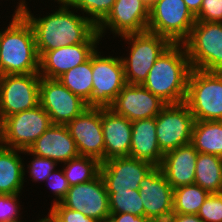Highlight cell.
<instances>
[{"instance_id":"1","label":"cell","mask_w":222,"mask_h":222,"mask_svg":"<svg viewBox=\"0 0 222 222\" xmlns=\"http://www.w3.org/2000/svg\"><path fill=\"white\" fill-rule=\"evenodd\" d=\"M61 4L56 12L38 19L28 11L25 0L20 1L15 10L14 14H22L31 24L39 57L59 47L100 41L97 27L89 17L74 14L69 3Z\"/></svg>"},{"instance_id":"2","label":"cell","mask_w":222,"mask_h":222,"mask_svg":"<svg viewBox=\"0 0 222 222\" xmlns=\"http://www.w3.org/2000/svg\"><path fill=\"white\" fill-rule=\"evenodd\" d=\"M192 70L183 43H171L158 57L142 84L166 104L185 102Z\"/></svg>"},{"instance_id":"3","label":"cell","mask_w":222,"mask_h":222,"mask_svg":"<svg viewBox=\"0 0 222 222\" xmlns=\"http://www.w3.org/2000/svg\"><path fill=\"white\" fill-rule=\"evenodd\" d=\"M0 62L4 75L39 73L34 31L22 14H14L7 29L0 31Z\"/></svg>"},{"instance_id":"4","label":"cell","mask_w":222,"mask_h":222,"mask_svg":"<svg viewBox=\"0 0 222 222\" xmlns=\"http://www.w3.org/2000/svg\"><path fill=\"white\" fill-rule=\"evenodd\" d=\"M185 103L195 121H222V72L192 69Z\"/></svg>"},{"instance_id":"5","label":"cell","mask_w":222,"mask_h":222,"mask_svg":"<svg viewBox=\"0 0 222 222\" xmlns=\"http://www.w3.org/2000/svg\"><path fill=\"white\" fill-rule=\"evenodd\" d=\"M183 45L192 69L222 72V23L196 21Z\"/></svg>"},{"instance_id":"6","label":"cell","mask_w":222,"mask_h":222,"mask_svg":"<svg viewBox=\"0 0 222 222\" xmlns=\"http://www.w3.org/2000/svg\"><path fill=\"white\" fill-rule=\"evenodd\" d=\"M121 37L131 45L129 56L121 57L126 84L142 85L149 70L171 42L167 38L149 31Z\"/></svg>"},{"instance_id":"7","label":"cell","mask_w":222,"mask_h":222,"mask_svg":"<svg viewBox=\"0 0 222 222\" xmlns=\"http://www.w3.org/2000/svg\"><path fill=\"white\" fill-rule=\"evenodd\" d=\"M196 22L183 0H157L149 8L147 31L183 43Z\"/></svg>"},{"instance_id":"8","label":"cell","mask_w":222,"mask_h":222,"mask_svg":"<svg viewBox=\"0 0 222 222\" xmlns=\"http://www.w3.org/2000/svg\"><path fill=\"white\" fill-rule=\"evenodd\" d=\"M92 80L90 107H110L126 85L121 57H104L95 50L92 54Z\"/></svg>"},{"instance_id":"9","label":"cell","mask_w":222,"mask_h":222,"mask_svg":"<svg viewBox=\"0 0 222 222\" xmlns=\"http://www.w3.org/2000/svg\"><path fill=\"white\" fill-rule=\"evenodd\" d=\"M195 119L185 102L166 104L156 116V137L161 151L191 143Z\"/></svg>"},{"instance_id":"10","label":"cell","mask_w":222,"mask_h":222,"mask_svg":"<svg viewBox=\"0 0 222 222\" xmlns=\"http://www.w3.org/2000/svg\"><path fill=\"white\" fill-rule=\"evenodd\" d=\"M39 73L3 75L0 78V114L6 118L40 104Z\"/></svg>"},{"instance_id":"11","label":"cell","mask_w":222,"mask_h":222,"mask_svg":"<svg viewBox=\"0 0 222 222\" xmlns=\"http://www.w3.org/2000/svg\"><path fill=\"white\" fill-rule=\"evenodd\" d=\"M50 116L37 107L4 118V144L7 148L28 150L51 126Z\"/></svg>"},{"instance_id":"12","label":"cell","mask_w":222,"mask_h":222,"mask_svg":"<svg viewBox=\"0 0 222 222\" xmlns=\"http://www.w3.org/2000/svg\"><path fill=\"white\" fill-rule=\"evenodd\" d=\"M39 100L52 124L58 125H67L88 108L84 100L73 94L58 79L46 77L40 79Z\"/></svg>"},{"instance_id":"13","label":"cell","mask_w":222,"mask_h":222,"mask_svg":"<svg viewBox=\"0 0 222 222\" xmlns=\"http://www.w3.org/2000/svg\"><path fill=\"white\" fill-rule=\"evenodd\" d=\"M173 188L160 167H154L139 183L144 216L150 222H168L173 214Z\"/></svg>"},{"instance_id":"14","label":"cell","mask_w":222,"mask_h":222,"mask_svg":"<svg viewBox=\"0 0 222 222\" xmlns=\"http://www.w3.org/2000/svg\"><path fill=\"white\" fill-rule=\"evenodd\" d=\"M60 203L97 222H107L110 216L108 192L100 174L90 182L70 186Z\"/></svg>"},{"instance_id":"15","label":"cell","mask_w":222,"mask_h":222,"mask_svg":"<svg viewBox=\"0 0 222 222\" xmlns=\"http://www.w3.org/2000/svg\"><path fill=\"white\" fill-rule=\"evenodd\" d=\"M80 156L104 162V139L101 124V107H88L67 125Z\"/></svg>"},{"instance_id":"16","label":"cell","mask_w":222,"mask_h":222,"mask_svg":"<svg viewBox=\"0 0 222 222\" xmlns=\"http://www.w3.org/2000/svg\"><path fill=\"white\" fill-rule=\"evenodd\" d=\"M149 6L144 0H116L107 17L97 26L100 37L107 27L118 36L147 31Z\"/></svg>"},{"instance_id":"17","label":"cell","mask_w":222,"mask_h":222,"mask_svg":"<svg viewBox=\"0 0 222 222\" xmlns=\"http://www.w3.org/2000/svg\"><path fill=\"white\" fill-rule=\"evenodd\" d=\"M154 167L134 157H115L101 163L100 175L107 191L135 190Z\"/></svg>"},{"instance_id":"18","label":"cell","mask_w":222,"mask_h":222,"mask_svg":"<svg viewBox=\"0 0 222 222\" xmlns=\"http://www.w3.org/2000/svg\"><path fill=\"white\" fill-rule=\"evenodd\" d=\"M166 105L140 84H126L109 107L129 121L155 118Z\"/></svg>"},{"instance_id":"19","label":"cell","mask_w":222,"mask_h":222,"mask_svg":"<svg viewBox=\"0 0 222 222\" xmlns=\"http://www.w3.org/2000/svg\"><path fill=\"white\" fill-rule=\"evenodd\" d=\"M97 43H79L46 51L40 57L39 75L58 79L68 70L90 59Z\"/></svg>"},{"instance_id":"20","label":"cell","mask_w":222,"mask_h":222,"mask_svg":"<svg viewBox=\"0 0 222 222\" xmlns=\"http://www.w3.org/2000/svg\"><path fill=\"white\" fill-rule=\"evenodd\" d=\"M22 153L50 158L57 163H65L80 156L67 126L58 124H51L32 146Z\"/></svg>"},{"instance_id":"21","label":"cell","mask_w":222,"mask_h":222,"mask_svg":"<svg viewBox=\"0 0 222 222\" xmlns=\"http://www.w3.org/2000/svg\"><path fill=\"white\" fill-rule=\"evenodd\" d=\"M101 124L104 139V161L129 156L132 122L116 114L111 108H101Z\"/></svg>"},{"instance_id":"22","label":"cell","mask_w":222,"mask_h":222,"mask_svg":"<svg viewBox=\"0 0 222 222\" xmlns=\"http://www.w3.org/2000/svg\"><path fill=\"white\" fill-rule=\"evenodd\" d=\"M197 156L191 143L164 154L159 167L173 189L194 184Z\"/></svg>"},{"instance_id":"23","label":"cell","mask_w":222,"mask_h":222,"mask_svg":"<svg viewBox=\"0 0 222 222\" xmlns=\"http://www.w3.org/2000/svg\"><path fill=\"white\" fill-rule=\"evenodd\" d=\"M129 156L146 161L155 167L162 163L164 153L156 137V117L132 121Z\"/></svg>"},{"instance_id":"24","label":"cell","mask_w":222,"mask_h":222,"mask_svg":"<svg viewBox=\"0 0 222 222\" xmlns=\"http://www.w3.org/2000/svg\"><path fill=\"white\" fill-rule=\"evenodd\" d=\"M18 152L22 150L0 148V194L15 195L23 187L25 168Z\"/></svg>"},{"instance_id":"25","label":"cell","mask_w":222,"mask_h":222,"mask_svg":"<svg viewBox=\"0 0 222 222\" xmlns=\"http://www.w3.org/2000/svg\"><path fill=\"white\" fill-rule=\"evenodd\" d=\"M191 144L198 153L222 157V121H195Z\"/></svg>"},{"instance_id":"26","label":"cell","mask_w":222,"mask_h":222,"mask_svg":"<svg viewBox=\"0 0 222 222\" xmlns=\"http://www.w3.org/2000/svg\"><path fill=\"white\" fill-rule=\"evenodd\" d=\"M194 183L209 193H222V157L198 153Z\"/></svg>"},{"instance_id":"27","label":"cell","mask_w":222,"mask_h":222,"mask_svg":"<svg viewBox=\"0 0 222 222\" xmlns=\"http://www.w3.org/2000/svg\"><path fill=\"white\" fill-rule=\"evenodd\" d=\"M58 80L90 107L92 95V55L89 60L61 75Z\"/></svg>"},{"instance_id":"28","label":"cell","mask_w":222,"mask_h":222,"mask_svg":"<svg viewBox=\"0 0 222 222\" xmlns=\"http://www.w3.org/2000/svg\"><path fill=\"white\" fill-rule=\"evenodd\" d=\"M210 193L197 184L173 190V213L196 214Z\"/></svg>"},{"instance_id":"29","label":"cell","mask_w":222,"mask_h":222,"mask_svg":"<svg viewBox=\"0 0 222 222\" xmlns=\"http://www.w3.org/2000/svg\"><path fill=\"white\" fill-rule=\"evenodd\" d=\"M100 166L101 162L95 158L78 156L65 162L63 172L69 186H74L95 179L100 174Z\"/></svg>"},{"instance_id":"30","label":"cell","mask_w":222,"mask_h":222,"mask_svg":"<svg viewBox=\"0 0 222 222\" xmlns=\"http://www.w3.org/2000/svg\"><path fill=\"white\" fill-rule=\"evenodd\" d=\"M107 192L110 213H130L136 216H144V207L139 189Z\"/></svg>"},{"instance_id":"31","label":"cell","mask_w":222,"mask_h":222,"mask_svg":"<svg viewBox=\"0 0 222 222\" xmlns=\"http://www.w3.org/2000/svg\"><path fill=\"white\" fill-rule=\"evenodd\" d=\"M116 0H72L71 9H80L88 14L91 22L97 27L110 13Z\"/></svg>"},{"instance_id":"32","label":"cell","mask_w":222,"mask_h":222,"mask_svg":"<svg viewBox=\"0 0 222 222\" xmlns=\"http://www.w3.org/2000/svg\"><path fill=\"white\" fill-rule=\"evenodd\" d=\"M197 215L204 222H222V193H210Z\"/></svg>"},{"instance_id":"33","label":"cell","mask_w":222,"mask_h":222,"mask_svg":"<svg viewBox=\"0 0 222 222\" xmlns=\"http://www.w3.org/2000/svg\"><path fill=\"white\" fill-rule=\"evenodd\" d=\"M34 159L29 166L30 176L34 181H45L47 177L54 171L57 162L46 157L33 155Z\"/></svg>"},{"instance_id":"34","label":"cell","mask_w":222,"mask_h":222,"mask_svg":"<svg viewBox=\"0 0 222 222\" xmlns=\"http://www.w3.org/2000/svg\"><path fill=\"white\" fill-rule=\"evenodd\" d=\"M15 195L0 194V222H19V210L18 196Z\"/></svg>"},{"instance_id":"35","label":"cell","mask_w":222,"mask_h":222,"mask_svg":"<svg viewBox=\"0 0 222 222\" xmlns=\"http://www.w3.org/2000/svg\"><path fill=\"white\" fill-rule=\"evenodd\" d=\"M195 19L199 22L222 23V0H203Z\"/></svg>"},{"instance_id":"36","label":"cell","mask_w":222,"mask_h":222,"mask_svg":"<svg viewBox=\"0 0 222 222\" xmlns=\"http://www.w3.org/2000/svg\"><path fill=\"white\" fill-rule=\"evenodd\" d=\"M59 222H97L79 211L64 207L61 203L52 204L49 211Z\"/></svg>"},{"instance_id":"37","label":"cell","mask_w":222,"mask_h":222,"mask_svg":"<svg viewBox=\"0 0 222 222\" xmlns=\"http://www.w3.org/2000/svg\"><path fill=\"white\" fill-rule=\"evenodd\" d=\"M52 178V179H51ZM50 180V186L53 191V194L56 196L53 204L60 203L67 195V192L70 188L68 181L64 175L63 170L53 171L46 179V181ZM58 198V199H57Z\"/></svg>"},{"instance_id":"38","label":"cell","mask_w":222,"mask_h":222,"mask_svg":"<svg viewBox=\"0 0 222 222\" xmlns=\"http://www.w3.org/2000/svg\"><path fill=\"white\" fill-rule=\"evenodd\" d=\"M107 222H150L145 216L130 213H110Z\"/></svg>"},{"instance_id":"39","label":"cell","mask_w":222,"mask_h":222,"mask_svg":"<svg viewBox=\"0 0 222 222\" xmlns=\"http://www.w3.org/2000/svg\"><path fill=\"white\" fill-rule=\"evenodd\" d=\"M168 222H204L196 214L173 213Z\"/></svg>"},{"instance_id":"40","label":"cell","mask_w":222,"mask_h":222,"mask_svg":"<svg viewBox=\"0 0 222 222\" xmlns=\"http://www.w3.org/2000/svg\"><path fill=\"white\" fill-rule=\"evenodd\" d=\"M187 8L196 16L201 8L203 0H183Z\"/></svg>"},{"instance_id":"41","label":"cell","mask_w":222,"mask_h":222,"mask_svg":"<svg viewBox=\"0 0 222 222\" xmlns=\"http://www.w3.org/2000/svg\"><path fill=\"white\" fill-rule=\"evenodd\" d=\"M5 147L4 144V117L0 114V148Z\"/></svg>"},{"instance_id":"42","label":"cell","mask_w":222,"mask_h":222,"mask_svg":"<svg viewBox=\"0 0 222 222\" xmlns=\"http://www.w3.org/2000/svg\"><path fill=\"white\" fill-rule=\"evenodd\" d=\"M37 222H59L50 212L47 217L39 219Z\"/></svg>"},{"instance_id":"43","label":"cell","mask_w":222,"mask_h":222,"mask_svg":"<svg viewBox=\"0 0 222 222\" xmlns=\"http://www.w3.org/2000/svg\"><path fill=\"white\" fill-rule=\"evenodd\" d=\"M157 0H144V2L149 6V8L156 2Z\"/></svg>"},{"instance_id":"44","label":"cell","mask_w":222,"mask_h":222,"mask_svg":"<svg viewBox=\"0 0 222 222\" xmlns=\"http://www.w3.org/2000/svg\"><path fill=\"white\" fill-rule=\"evenodd\" d=\"M58 2V4L60 3H70L72 0H56Z\"/></svg>"},{"instance_id":"45","label":"cell","mask_w":222,"mask_h":222,"mask_svg":"<svg viewBox=\"0 0 222 222\" xmlns=\"http://www.w3.org/2000/svg\"><path fill=\"white\" fill-rule=\"evenodd\" d=\"M3 70H2V65H1V62H0V78L3 76Z\"/></svg>"}]
</instances>
